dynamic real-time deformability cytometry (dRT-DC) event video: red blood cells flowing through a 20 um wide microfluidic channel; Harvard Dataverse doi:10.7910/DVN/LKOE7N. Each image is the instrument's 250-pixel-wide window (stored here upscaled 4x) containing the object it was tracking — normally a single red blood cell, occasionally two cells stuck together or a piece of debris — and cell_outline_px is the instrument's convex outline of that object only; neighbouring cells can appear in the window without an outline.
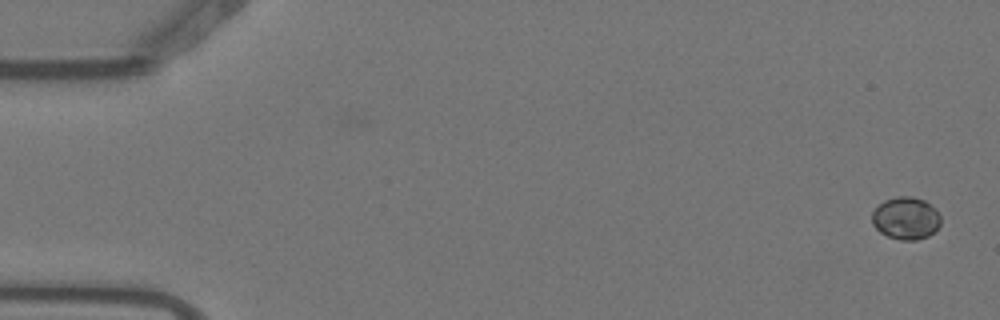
{"species": "Egyptian fruit bat (a non-hibernating species)", "species_latin": "Rousettus aegyptiacus", "temperature_condition": "warm", "stored_images_in_passage": 2, "camera_frame_rate_fps": 3000, "um_per_image_px": 0.085, "animal": {"sex": "female"}, "frame": {"image": 1, "passage_image": 2, "time_ms": 0.333, "image_size_px": [1000, 320], "cell_outline_px": [[940, 224], [928, 236], [916, 240], [900, 240], [888, 236], [880, 232], [872, 224], [872, 212], [884, 200], [896, 196], [912, 196], [924, 200], [936, 208], [940, 216]], "centroid_in_image_um": [76.99, 18.54], "position_along_channel_um": 8.0, "area_um2": 16.99}}